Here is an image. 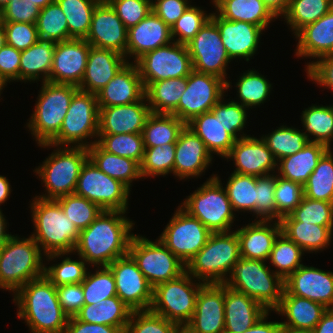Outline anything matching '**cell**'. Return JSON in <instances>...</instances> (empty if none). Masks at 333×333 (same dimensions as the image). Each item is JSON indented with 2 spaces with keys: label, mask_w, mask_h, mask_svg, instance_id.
<instances>
[{
  "label": "cell",
  "mask_w": 333,
  "mask_h": 333,
  "mask_svg": "<svg viewBox=\"0 0 333 333\" xmlns=\"http://www.w3.org/2000/svg\"><path fill=\"white\" fill-rule=\"evenodd\" d=\"M125 214L123 211L103 210L87 228L80 231L73 253L93 267L108 266L127 255L135 235L130 233L135 223Z\"/></svg>",
  "instance_id": "obj_1"
},
{
  "label": "cell",
  "mask_w": 333,
  "mask_h": 333,
  "mask_svg": "<svg viewBox=\"0 0 333 333\" xmlns=\"http://www.w3.org/2000/svg\"><path fill=\"white\" fill-rule=\"evenodd\" d=\"M13 302L31 333H64L69 316L59 303L56 286L45 275L22 286Z\"/></svg>",
  "instance_id": "obj_2"
},
{
  "label": "cell",
  "mask_w": 333,
  "mask_h": 333,
  "mask_svg": "<svg viewBox=\"0 0 333 333\" xmlns=\"http://www.w3.org/2000/svg\"><path fill=\"white\" fill-rule=\"evenodd\" d=\"M31 207L34 232L31 237L39 245L47 261L72 254L80 231L65 215L56 200L34 197Z\"/></svg>",
  "instance_id": "obj_3"
},
{
  "label": "cell",
  "mask_w": 333,
  "mask_h": 333,
  "mask_svg": "<svg viewBox=\"0 0 333 333\" xmlns=\"http://www.w3.org/2000/svg\"><path fill=\"white\" fill-rule=\"evenodd\" d=\"M43 256L46 255L31 236L12 235L0 246V288L14 295L29 281L43 276Z\"/></svg>",
  "instance_id": "obj_4"
},
{
  "label": "cell",
  "mask_w": 333,
  "mask_h": 333,
  "mask_svg": "<svg viewBox=\"0 0 333 333\" xmlns=\"http://www.w3.org/2000/svg\"><path fill=\"white\" fill-rule=\"evenodd\" d=\"M241 258L236 231L211 233L206 244L186 265L197 281L224 283Z\"/></svg>",
  "instance_id": "obj_5"
},
{
  "label": "cell",
  "mask_w": 333,
  "mask_h": 333,
  "mask_svg": "<svg viewBox=\"0 0 333 333\" xmlns=\"http://www.w3.org/2000/svg\"><path fill=\"white\" fill-rule=\"evenodd\" d=\"M265 262L241 257L224 284L255 299L270 312L281 302L284 280Z\"/></svg>",
  "instance_id": "obj_6"
},
{
  "label": "cell",
  "mask_w": 333,
  "mask_h": 333,
  "mask_svg": "<svg viewBox=\"0 0 333 333\" xmlns=\"http://www.w3.org/2000/svg\"><path fill=\"white\" fill-rule=\"evenodd\" d=\"M87 159V147L57 146L48 158L33 170L46 189L45 194L36 197L56 200L74 194L81 168Z\"/></svg>",
  "instance_id": "obj_7"
},
{
  "label": "cell",
  "mask_w": 333,
  "mask_h": 333,
  "mask_svg": "<svg viewBox=\"0 0 333 333\" xmlns=\"http://www.w3.org/2000/svg\"><path fill=\"white\" fill-rule=\"evenodd\" d=\"M27 128L37 144L49 143L60 131L74 94L79 90L72 84L43 82Z\"/></svg>",
  "instance_id": "obj_8"
},
{
  "label": "cell",
  "mask_w": 333,
  "mask_h": 333,
  "mask_svg": "<svg viewBox=\"0 0 333 333\" xmlns=\"http://www.w3.org/2000/svg\"><path fill=\"white\" fill-rule=\"evenodd\" d=\"M99 107L94 93L78 90L70 103L59 133L49 142L39 144L41 148L57 146L90 147L98 138ZM89 138V139H87ZM88 140L90 142H88ZM73 144V145H72Z\"/></svg>",
  "instance_id": "obj_9"
},
{
  "label": "cell",
  "mask_w": 333,
  "mask_h": 333,
  "mask_svg": "<svg viewBox=\"0 0 333 333\" xmlns=\"http://www.w3.org/2000/svg\"><path fill=\"white\" fill-rule=\"evenodd\" d=\"M218 174H213L180 205L212 233L232 231L236 215Z\"/></svg>",
  "instance_id": "obj_10"
},
{
  "label": "cell",
  "mask_w": 333,
  "mask_h": 333,
  "mask_svg": "<svg viewBox=\"0 0 333 333\" xmlns=\"http://www.w3.org/2000/svg\"><path fill=\"white\" fill-rule=\"evenodd\" d=\"M203 284L199 280L196 282L187 271L175 279L160 283L153 288L150 310L185 326L195 312L196 297Z\"/></svg>",
  "instance_id": "obj_11"
},
{
  "label": "cell",
  "mask_w": 333,
  "mask_h": 333,
  "mask_svg": "<svg viewBox=\"0 0 333 333\" xmlns=\"http://www.w3.org/2000/svg\"><path fill=\"white\" fill-rule=\"evenodd\" d=\"M156 240L154 242L135 234L128 251L153 288L160 283L179 277L186 271V265L159 238Z\"/></svg>",
  "instance_id": "obj_12"
},
{
  "label": "cell",
  "mask_w": 333,
  "mask_h": 333,
  "mask_svg": "<svg viewBox=\"0 0 333 333\" xmlns=\"http://www.w3.org/2000/svg\"><path fill=\"white\" fill-rule=\"evenodd\" d=\"M130 189L98 169L88 158L81 168L74 194L97 204L102 210L127 212Z\"/></svg>",
  "instance_id": "obj_13"
},
{
  "label": "cell",
  "mask_w": 333,
  "mask_h": 333,
  "mask_svg": "<svg viewBox=\"0 0 333 333\" xmlns=\"http://www.w3.org/2000/svg\"><path fill=\"white\" fill-rule=\"evenodd\" d=\"M144 89L157 81L187 77L193 71L192 60L185 44L169 45L146 52L135 62Z\"/></svg>",
  "instance_id": "obj_14"
},
{
  "label": "cell",
  "mask_w": 333,
  "mask_h": 333,
  "mask_svg": "<svg viewBox=\"0 0 333 333\" xmlns=\"http://www.w3.org/2000/svg\"><path fill=\"white\" fill-rule=\"evenodd\" d=\"M211 233L199 219L179 206L159 239L187 265L206 244Z\"/></svg>",
  "instance_id": "obj_15"
},
{
  "label": "cell",
  "mask_w": 333,
  "mask_h": 333,
  "mask_svg": "<svg viewBox=\"0 0 333 333\" xmlns=\"http://www.w3.org/2000/svg\"><path fill=\"white\" fill-rule=\"evenodd\" d=\"M186 46L194 71L215 75L226 82V91L231 88V82L226 79V67L232 60L222 43L217 25L211 19Z\"/></svg>",
  "instance_id": "obj_16"
},
{
  "label": "cell",
  "mask_w": 333,
  "mask_h": 333,
  "mask_svg": "<svg viewBox=\"0 0 333 333\" xmlns=\"http://www.w3.org/2000/svg\"><path fill=\"white\" fill-rule=\"evenodd\" d=\"M226 82L211 74L192 71L177 108L171 113L185 124L211 109L226 95Z\"/></svg>",
  "instance_id": "obj_17"
},
{
  "label": "cell",
  "mask_w": 333,
  "mask_h": 333,
  "mask_svg": "<svg viewBox=\"0 0 333 333\" xmlns=\"http://www.w3.org/2000/svg\"><path fill=\"white\" fill-rule=\"evenodd\" d=\"M114 278L117 296L132 310H149L153 300V287L127 254L108 265Z\"/></svg>",
  "instance_id": "obj_18"
},
{
  "label": "cell",
  "mask_w": 333,
  "mask_h": 333,
  "mask_svg": "<svg viewBox=\"0 0 333 333\" xmlns=\"http://www.w3.org/2000/svg\"><path fill=\"white\" fill-rule=\"evenodd\" d=\"M185 326L192 333H224V283H204L201 286L195 312Z\"/></svg>",
  "instance_id": "obj_19"
},
{
  "label": "cell",
  "mask_w": 333,
  "mask_h": 333,
  "mask_svg": "<svg viewBox=\"0 0 333 333\" xmlns=\"http://www.w3.org/2000/svg\"><path fill=\"white\" fill-rule=\"evenodd\" d=\"M127 32L110 3L101 0L94 9L85 40L91 46L114 50L126 58Z\"/></svg>",
  "instance_id": "obj_20"
},
{
  "label": "cell",
  "mask_w": 333,
  "mask_h": 333,
  "mask_svg": "<svg viewBox=\"0 0 333 333\" xmlns=\"http://www.w3.org/2000/svg\"><path fill=\"white\" fill-rule=\"evenodd\" d=\"M91 45L85 39L55 43L50 82L79 86L87 65Z\"/></svg>",
  "instance_id": "obj_21"
},
{
  "label": "cell",
  "mask_w": 333,
  "mask_h": 333,
  "mask_svg": "<svg viewBox=\"0 0 333 333\" xmlns=\"http://www.w3.org/2000/svg\"><path fill=\"white\" fill-rule=\"evenodd\" d=\"M225 158L234 161V173L259 177L274 174L277 169V161L261 137L237 139Z\"/></svg>",
  "instance_id": "obj_22"
},
{
  "label": "cell",
  "mask_w": 333,
  "mask_h": 333,
  "mask_svg": "<svg viewBox=\"0 0 333 333\" xmlns=\"http://www.w3.org/2000/svg\"><path fill=\"white\" fill-rule=\"evenodd\" d=\"M210 19L217 25L221 40L231 60L245 59L247 62L256 54L263 28L248 22L230 21L217 12Z\"/></svg>",
  "instance_id": "obj_23"
},
{
  "label": "cell",
  "mask_w": 333,
  "mask_h": 333,
  "mask_svg": "<svg viewBox=\"0 0 333 333\" xmlns=\"http://www.w3.org/2000/svg\"><path fill=\"white\" fill-rule=\"evenodd\" d=\"M284 288L294 296L307 298L333 308V272L301 265L287 279Z\"/></svg>",
  "instance_id": "obj_24"
},
{
  "label": "cell",
  "mask_w": 333,
  "mask_h": 333,
  "mask_svg": "<svg viewBox=\"0 0 333 333\" xmlns=\"http://www.w3.org/2000/svg\"><path fill=\"white\" fill-rule=\"evenodd\" d=\"M212 159L204 142L185 125L176 142L173 175L180 180L198 178L212 164Z\"/></svg>",
  "instance_id": "obj_25"
},
{
  "label": "cell",
  "mask_w": 333,
  "mask_h": 333,
  "mask_svg": "<svg viewBox=\"0 0 333 333\" xmlns=\"http://www.w3.org/2000/svg\"><path fill=\"white\" fill-rule=\"evenodd\" d=\"M145 95L128 105L99 107L98 134L142 133L151 114Z\"/></svg>",
  "instance_id": "obj_26"
},
{
  "label": "cell",
  "mask_w": 333,
  "mask_h": 333,
  "mask_svg": "<svg viewBox=\"0 0 333 333\" xmlns=\"http://www.w3.org/2000/svg\"><path fill=\"white\" fill-rule=\"evenodd\" d=\"M173 42L170 27L151 12L127 32L126 60L133 57L135 62L146 52L169 45Z\"/></svg>",
  "instance_id": "obj_27"
},
{
  "label": "cell",
  "mask_w": 333,
  "mask_h": 333,
  "mask_svg": "<svg viewBox=\"0 0 333 333\" xmlns=\"http://www.w3.org/2000/svg\"><path fill=\"white\" fill-rule=\"evenodd\" d=\"M145 89L134 62H128L97 93L98 107L128 105L139 101Z\"/></svg>",
  "instance_id": "obj_28"
},
{
  "label": "cell",
  "mask_w": 333,
  "mask_h": 333,
  "mask_svg": "<svg viewBox=\"0 0 333 333\" xmlns=\"http://www.w3.org/2000/svg\"><path fill=\"white\" fill-rule=\"evenodd\" d=\"M128 62L121 53L91 46L79 90L96 94Z\"/></svg>",
  "instance_id": "obj_29"
},
{
  "label": "cell",
  "mask_w": 333,
  "mask_h": 333,
  "mask_svg": "<svg viewBox=\"0 0 333 333\" xmlns=\"http://www.w3.org/2000/svg\"><path fill=\"white\" fill-rule=\"evenodd\" d=\"M267 312L255 299L224 284V333H243Z\"/></svg>",
  "instance_id": "obj_30"
},
{
  "label": "cell",
  "mask_w": 333,
  "mask_h": 333,
  "mask_svg": "<svg viewBox=\"0 0 333 333\" xmlns=\"http://www.w3.org/2000/svg\"><path fill=\"white\" fill-rule=\"evenodd\" d=\"M235 231L239 238L242 258L267 262L275 239L281 233V225L280 221L255 219Z\"/></svg>",
  "instance_id": "obj_31"
},
{
  "label": "cell",
  "mask_w": 333,
  "mask_h": 333,
  "mask_svg": "<svg viewBox=\"0 0 333 333\" xmlns=\"http://www.w3.org/2000/svg\"><path fill=\"white\" fill-rule=\"evenodd\" d=\"M295 55L317 60L333 55V8L317 21L303 27L296 35Z\"/></svg>",
  "instance_id": "obj_32"
},
{
  "label": "cell",
  "mask_w": 333,
  "mask_h": 333,
  "mask_svg": "<svg viewBox=\"0 0 333 333\" xmlns=\"http://www.w3.org/2000/svg\"><path fill=\"white\" fill-rule=\"evenodd\" d=\"M326 310L327 308L323 304L291 295L284 288L281 302L274 311L287 318L281 322L283 327L313 330Z\"/></svg>",
  "instance_id": "obj_33"
},
{
  "label": "cell",
  "mask_w": 333,
  "mask_h": 333,
  "mask_svg": "<svg viewBox=\"0 0 333 333\" xmlns=\"http://www.w3.org/2000/svg\"><path fill=\"white\" fill-rule=\"evenodd\" d=\"M204 142L207 150L225 158L231 151L236 139L226 131L220 117L212 112L195 116L186 124Z\"/></svg>",
  "instance_id": "obj_34"
},
{
  "label": "cell",
  "mask_w": 333,
  "mask_h": 333,
  "mask_svg": "<svg viewBox=\"0 0 333 333\" xmlns=\"http://www.w3.org/2000/svg\"><path fill=\"white\" fill-rule=\"evenodd\" d=\"M328 149L322 143L308 141L302 150L277 161V175L304 185Z\"/></svg>",
  "instance_id": "obj_35"
},
{
  "label": "cell",
  "mask_w": 333,
  "mask_h": 333,
  "mask_svg": "<svg viewBox=\"0 0 333 333\" xmlns=\"http://www.w3.org/2000/svg\"><path fill=\"white\" fill-rule=\"evenodd\" d=\"M217 14L230 21L248 22L264 29L277 19L263 0H212Z\"/></svg>",
  "instance_id": "obj_36"
},
{
  "label": "cell",
  "mask_w": 333,
  "mask_h": 333,
  "mask_svg": "<svg viewBox=\"0 0 333 333\" xmlns=\"http://www.w3.org/2000/svg\"><path fill=\"white\" fill-rule=\"evenodd\" d=\"M55 42L39 40L21 51L19 81H50ZM42 75V76H41Z\"/></svg>",
  "instance_id": "obj_37"
},
{
  "label": "cell",
  "mask_w": 333,
  "mask_h": 333,
  "mask_svg": "<svg viewBox=\"0 0 333 333\" xmlns=\"http://www.w3.org/2000/svg\"><path fill=\"white\" fill-rule=\"evenodd\" d=\"M132 310L118 297L103 299L98 305L84 304L75 317L83 322L120 328L123 332Z\"/></svg>",
  "instance_id": "obj_38"
},
{
  "label": "cell",
  "mask_w": 333,
  "mask_h": 333,
  "mask_svg": "<svg viewBox=\"0 0 333 333\" xmlns=\"http://www.w3.org/2000/svg\"><path fill=\"white\" fill-rule=\"evenodd\" d=\"M88 158L103 173L121 181L129 189L134 180L142 179L140 164L129 158L111 154L103 150L97 143L87 148Z\"/></svg>",
  "instance_id": "obj_39"
},
{
  "label": "cell",
  "mask_w": 333,
  "mask_h": 333,
  "mask_svg": "<svg viewBox=\"0 0 333 333\" xmlns=\"http://www.w3.org/2000/svg\"><path fill=\"white\" fill-rule=\"evenodd\" d=\"M281 233L304 252L313 253L328 248L333 238V226H320L301 221H280Z\"/></svg>",
  "instance_id": "obj_40"
},
{
  "label": "cell",
  "mask_w": 333,
  "mask_h": 333,
  "mask_svg": "<svg viewBox=\"0 0 333 333\" xmlns=\"http://www.w3.org/2000/svg\"><path fill=\"white\" fill-rule=\"evenodd\" d=\"M186 86L187 77L150 83L144 92L151 113L171 114L177 108Z\"/></svg>",
  "instance_id": "obj_41"
},
{
  "label": "cell",
  "mask_w": 333,
  "mask_h": 333,
  "mask_svg": "<svg viewBox=\"0 0 333 333\" xmlns=\"http://www.w3.org/2000/svg\"><path fill=\"white\" fill-rule=\"evenodd\" d=\"M185 123L172 114L151 113L142 130L144 148L176 143Z\"/></svg>",
  "instance_id": "obj_42"
},
{
  "label": "cell",
  "mask_w": 333,
  "mask_h": 333,
  "mask_svg": "<svg viewBox=\"0 0 333 333\" xmlns=\"http://www.w3.org/2000/svg\"><path fill=\"white\" fill-rule=\"evenodd\" d=\"M301 123L308 141L331 148L333 142V105H313L302 111ZM311 136H313L312 139Z\"/></svg>",
  "instance_id": "obj_43"
},
{
  "label": "cell",
  "mask_w": 333,
  "mask_h": 333,
  "mask_svg": "<svg viewBox=\"0 0 333 333\" xmlns=\"http://www.w3.org/2000/svg\"><path fill=\"white\" fill-rule=\"evenodd\" d=\"M333 8V0H290L287 11L281 16L294 36Z\"/></svg>",
  "instance_id": "obj_44"
},
{
  "label": "cell",
  "mask_w": 333,
  "mask_h": 333,
  "mask_svg": "<svg viewBox=\"0 0 333 333\" xmlns=\"http://www.w3.org/2000/svg\"><path fill=\"white\" fill-rule=\"evenodd\" d=\"M304 186L305 197L333 203V153L329 148L319 159Z\"/></svg>",
  "instance_id": "obj_45"
},
{
  "label": "cell",
  "mask_w": 333,
  "mask_h": 333,
  "mask_svg": "<svg viewBox=\"0 0 333 333\" xmlns=\"http://www.w3.org/2000/svg\"><path fill=\"white\" fill-rule=\"evenodd\" d=\"M67 19L69 39H85L92 15L101 0H55Z\"/></svg>",
  "instance_id": "obj_46"
},
{
  "label": "cell",
  "mask_w": 333,
  "mask_h": 333,
  "mask_svg": "<svg viewBox=\"0 0 333 333\" xmlns=\"http://www.w3.org/2000/svg\"><path fill=\"white\" fill-rule=\"evenodd\" d=\"M304 253L296 243L280 233L275 239L268 262L277 268L274 272L285 280L303 265L301 261Z\"/></svg>",
  "instance_id": "obj_47"
},
{
  "label": "cell",
  "mask_w": 333,
  "mask_h": 333,
  "mask_svg": "<svg viewBox=\"0 0 333 333\" xmlns=\"http://www.w3.org/2000/svg\"><path fill=\"white\" fill-rule=\"evenodd\" d=\"M277 128L270 134L261 136L276 161L297 153L308 142L302 130L284 124Z\"/></svg>",
  "instance_id": "obj_48"
},
{
  "label": "cell",
  "mask_w": 333,
  "mask_h": 333,
  "mask_svg": "<svg viewBox=\"0 0 333 333\" xmlns=\"http://www.w3.org/2000/svg\"><path fill=\"white\" fill-rule=\"evenodd\" d=\"M242 74L235 84L238 90L237 97L238 99L240 98L239 103L247 109L260 106V104H263L269 98L272 84L266 77L254 69L247 70Z\"/></svg>",
  "instance_id": "obj_49"
},
{
  "label": "cell",
  "mask_w": 333,
  "mask_h": 333,
  "mask_svg": "<svg viewBox=\"0 0 333 333\" xmlns=\"http://www.w3.org/2000/svg\"><path fill=\"white\" fill-rule=\"evenodd\" d=\"M225 186L233 211L253 212L255 216L256 177L233 172Z\"/></svg>",
  "instance_id": "obj_50"
},
{
  "label": "cell",
  "mask_w": 333,
  "mask_h": 333,
  "mask_svg": "<svg viewBox=\"0 0 333 333\" xmlns=\"http://www.w3.org/2000/svg\"><path fill=\"white\" fill-rule=\"evenodd\" d=\"M97 139L96 143L106 152L142 163L144 142L141 133L98 134Z\"/></svg>",
  "instance_id": "obj_51"
},
{
  "label": "cell",
  "mask_w": 333,
  "mask_h": 333,
  "mask_svg": "<svg viewBox=\"0 0 333 333\" xmlns=\"http://www.w3.org/2000/svg\"><path fill=\"white\" fill-rule=\"evenodd\" d=\"M36 26L40 40L55 43L69 40L66 16L56 1L40 10Z\"/></svg>",
  "instance_id": "obj_52"
},
{
  "label": "cell",
  "mask_w": 333,
  "mask_h": 333,
  "mask_svg": "<svg viewBox=\"0 0 333 333\" xmlns=\"http://www.w3.org/2000/svg\"><path fill=\"white\" fill-rule=\"evenodd\" d=\"M95 273L87 271L81 282L85 304L98 305L103 299L117 296L115 278L108 266H99Z\"/></svg>",
  "instance_id": "obj_53"
},
{
  "label": "cell",
  "mask_w": 333,
  "mask_h": 333,
  "mask_svg": "<svg viewBox=\"0 0 333 333\" xmlns=\"http://www.w3.org/2000/svg\"><path fill=\"white\" fill-rule=\"evenodd\" d=\"M175 148L176 143L144 148V157L140 164L142 178L173 173Z\"/></svg>",
  "instance_id": "obj_54"
},
{
  "label": "cell",
  "mask_w": 333,
  "mask_h": 333,
  "mask_svg": "<svg viewBox=\"0 0 333 333\" xmlns=\"http://www.w3.org/2000/svg\"><path fill=\"white\" fill-rule=\"evenodd\" d=\"M56 201L79 231L87 228L103 211L97 204L76 194L62 196Z\"/></svg>",
  "instance_id": "obj_55"
},
{
  "label": "cell",
  "mask_w": 333,
  "mask_h": 333,
  "mask_svg": "<svg viewBox=\"0 0 333 333\" xmlns=\"http://www.w3.org/2000/svg\"><path fill=\"white\" fill-rule=\"evenodd\" d=\"M280 221H301L320 226H333V203L304 196L298 207Z\"/></svg>",
  "instance_id": "obj_56"
},
{
  "label": "cell",
  "mask_w": 333,
  "mask_h": 333,
  "mask_svg": "<svg viewBox=\"0 0 333 333\" xmlns=\"http://www.w3.org/2000/svg\"><path fill=\"white\" fill-rule=\"evenodd\" d=\"M179 327L149 309L132 311L124 333H175Z\"/></svg>",
  "instance_id": "obj_57"
},
{
  "label": "cell",
  "mask_w": 333,
  "mask_h": 333,
  "mask_svg": "<svg viewBox=\"0 0 333 333\" xmlns=\"http://www.w3.org/2000/svg\"><path fill=\"white\" fill-rule=\"evenodd\" d=\"M223 101L224 98L222 97L220 101L211 109V111L216 115V117H220L226 131L229 132L236 140L249 136L244 134L243 131L247 123V110L249 109L233 99L231 101L225 100L226 103ZM240 133L243 134L241 135Z\"/></svg>",
  "instance_id": "obj_58"
},
{
  "label": "cell",
  "mask_w": 333,
  "mask_h": 333,
  "mask_svg": "<svg viewBox=\"0 0 333 333\" xmlns=\"http://www.w3.org/2000/svg\"><path fill=\"white\" fill-rule=\"evenodd\" d=\"M88 266L81 256H79L78 261L67 256L58 264L45 266L44 275L56 287L64 284L81 283L85 279Z\"/></svg>",
  "instance_id": "obj_59"
},
{
  "label": "cell",
  "mask_w": 333,
  "mask_h": 333,
  "mask_svg": "<svg viewBox=\"0 0 333 333\" xmlns=\"http://www.w3.org/2000/svg\"><path fill=\"white\" fill-rule=\"evenodd\" d=\"M210 17L211 13L207 15V12L200 7L190 5L170 28L173 41L186 45L194 38Z\"/></svg>",
  "instance_id": "obj_60"
},
{
  "label": "cell",
  "mask_w": 333,
  "mask_h": 333,
  "mask_svg": "<svg viewBox=\"0 0 333 333\" xmlns=\"http://www.w3.org/2000/svg\"><path fill=\"white\" fill-rule=\"evenodd\" d=\"M276 173L256 177V220L280 221L275 204Z\"/></svg>",
  "instance_id": "obj_61"
},
{
  "label": "cell",
  "mask_w": 333,
  "mask_h": 333,
  "mask_svg": "<svg viewBox=\"0 0 333 333\" xmlns=\"http://www.w3.org/2000/svg\"><path fill=\"white\" fill-rule=\"evenodd\" d=\"M277 214L282 218L292 213L304 198V186L278 176L274 191Z\"/></svg>",
  "instance_id": "obj_62"
},
{
  "label": "cell",
  "mask_w": 333,
  "mask_h": 333,
  "mask_svg": "<svg viewBox=\"0 0 333 333\" xmlns=\"http://www.w3.org/2000/svg\"><path fill=\"white\" fill-rule=\"evenodd\" d=\"M114 8L117 16L129 29L137 25L152 12L150 0H107Z\"/></svg>",
  "instance_id": "obj_63"
},
{
  "label": "cell",
  "mask_w": 333,
  "mask_h": 333,
  "mask_svg": "<svg viewBox=\"0 0 333 333\" xmlns=\"http://www.w3.org/2000/svg\"><path fill=\"white\" fill-rule=\"evenodd\" d=\"M6 43L17 50H25L40 40L36 23L2 22Z\"/></svg>",
  "instance_id": "obj_64"
},
{
  "label": "cell",
  "mask_w": 333,
  "mask_h": 333,
  "mask_svg": "<svg viewBox=\"0 0 333 333\" xmlns=\"http://www.w3.org/2000/svg\"><path fill=\"white\" fill-rule=\"evenodd\" d=\"M40 10L27 0H10L1 9V22L36 23Z\"/></svg>",
  "instance_id": "obj_65"
},
{
  "label": "cell",
  "mask_w": 333,
  "mask_h": 333,
  "mask_svg": "<svg viewBox=\"0 0 333 333\" xmlns=\"http://www.w3.org/2000/svg\"><path fill=\"white\" fill-rule=\"evenodd\" d=\"M59 303L69 316H75L85 304L81 283L64 284L56 287Z\"/></svg>",
  "instance_id": "obj_66"
},
{
  "label": "cell",
  "mask_w": 333,
  "mask_h": 333,
  "mask_svg": "<svg viewBox=\"0 0 333 333\" xmlns=\"http://www.w3.org/2000/svg\"><path fill=\"white\" fill-rule=\"evenodd\" d=\"M305 69L309 80L333 91V55L309 62Z\"/></svg>",
  "instance_id": "obj_67"
},
{
  "label": "cell",
  "mask_w": 333,
  "mask_h": 333,
  "mask_svg": "<svg viewBox=\"0 0 333 333\" xmlns=\"http://www.w3.org/2000/svg\"><path fill=\"white\" fill-rule=\"evenodd\" d=\"M152 12L162 19L170 28L190 6V0H150Z\"/></svg>",
  "instance_id": "obj_68"
},
{
  "label": "cell",
  "mask_w": 333,
  "mask_h": 333,
  "mask_svg": "<svg viewBox=\"0 0 333 333\" xmlns=\"http://www.w3.org/2000/svg\"><path fill=\"white\" fill-rule=\"evenodd\" d=\"M21 51L5 45L0 49V78L6 83L19 81Z\"/></svg>",
  "instance_id": "obj_69"
},
{
  "label": "cell",
  "mask_w": 333,
  "mask_h": 333,
  "mask_svg": "<svg viewBox=\"0 0 333 333\" xmlns=\"http://www.w3.org/2000/svg\"><path fill=\"white\" fill-rule=\"evenodd\" d=\"M64 333H124L120 328L91 324L78 320L75 316L69 317Z\"/></svg>",
  "instance_id": "obj_70"
},
{
  "label": "cell",
  "mask_w": 333,
  "mask_h": 333,
  "mask_svg": "<svg viewBox=\"0 0 333 333\" xmlns=\"http://www.w3.org/2000/svg\"><path fill=\"white\" fill-rule=\"evenodd\" d=\"M269 311L252 327L243 333H280L281 322L267 321Z\"/></svg>",
  "instance_id": "obj_71"
},
{
  "label": "cell",
  "mask_w": 333,
  "mask_h": 333,
  "mask_svg": "<svg viewBox=\"0 0 333 333\" xmlns=\"http://www.w3.org/2000/svg\"><path fill=\"white\" fill-rule=\"evenodd\" d=\"M312 331L313 333H333V308H327Z\"/></svg>",
  "instance_id": "obj_72"
},
{
  "label": "cell",
  "mask_w": 333,
  "mask_h": 333,
  "mask_svg": "<svg viewBox=\"0 0 333 333\" xmlns=\"http://www.w3.org/2000/svg\"><path fill=\"white\" fill-rule=\"evenodd\" d=\"M263 2L279 18L287 11L290 0H263Z\"/></svg>",
  "instance_id": "obj_73"
},
{
  "label": "cell",
  "mask_w": 333,
  "mask_h": 333,
  "mask_svg": "<svg viewBox=\"0 0 333 333\" xmlns=\"http://www.w3.org/2000/svg\"><path fill=\"white\" fill-rule=\"evenodd\" d=\"M10 182L6 176L0 175V205L10 198L11 188Z\"/></svg>",
  "instance_id": "obj_74"
},
{
  "label": "cell",
  "mask_w": 333,
  "mask_h": 333,
  "mask_svg": "<svg viewBox=\"0 0 333 333\" xmlns=\"http://www.w3.org/2000/svg\"><path fill=\"white\" fill-rule=\"evenodd\" d=\"M7 222L0 208V246L3 245L12 234L7 233Z\"/></svg>",
  "instance_id": "obj_75"
},
{
  "label": "cell",
  "mask_w": 333,
  "mask_h": 333,
  "mask_svg": "<svg viewBox=\"0 0 333 333\" xmlns=\"http://www.w3.org/2000/svg\"><path fill=\"white\" fill-rule=\"evenodd\" d=\"M32 4H36L40 9L45 8L48 4L53 3L55 0H27Z\"/></svg>",
  "instance_id": "obj_76"
},
{
  "label": "cell",
  "mask_w": 333,
  "mask_h": 333,
  "mask_svg": "<svg viewBox=\"0 0 333 333\" xmlns=\"http://www.w3.org/2000/svg\"><path fill=\"white\" fill-rule=\"evenodd\" d=\"M280 333H313L312 330H297V329H291L287 327H281Z\"/></svg>",
  "instance_id": "obj_77"
},
{
  "label": "cell",
  "mask_w": 333,
  "mask_h": 333,
  "mask_svg": "<svg viewBox=\"0 0 333 333\" xmlns=\"http://www.w3.org/2000/svg\"><path fill=\"white\" fill-rule=\"evenodd\" d=\"M6 43V36H5V30H4V25L0 21V49L5 46Z\"/></svg>",
  "instance_id": "obj_78"
},
{
  "label": "cell",
  "mask_w": 333,
  "mask_h": 333,
  "mask_svg": "<svg viewBox=\"0 0 333 333\" xmlns=\"http://www.w3.org/2000/svg\"><path fill=\"white\" fill-rule=\"evenodd\" d=\"M175 333H192L186 326H180Z\"/></svg>",
  "instance_id": "obj_79"
},
{
  "label": "cell",
  "mask_w": 333,
  "mask_h": 333,
  "mask_svg": "<svg viewBox=\"0 0 333 333\" xmlns=\"http://www.w3.org/2000/svg\"><path fill=\"white\" fill-rule=\"evenodd\" d=\"M5 86H7V83L2 78H0V96L2 94V90H3V88H5Z\"/></svg>",
  "instance_id": "obj_80"
}]
</instances>
